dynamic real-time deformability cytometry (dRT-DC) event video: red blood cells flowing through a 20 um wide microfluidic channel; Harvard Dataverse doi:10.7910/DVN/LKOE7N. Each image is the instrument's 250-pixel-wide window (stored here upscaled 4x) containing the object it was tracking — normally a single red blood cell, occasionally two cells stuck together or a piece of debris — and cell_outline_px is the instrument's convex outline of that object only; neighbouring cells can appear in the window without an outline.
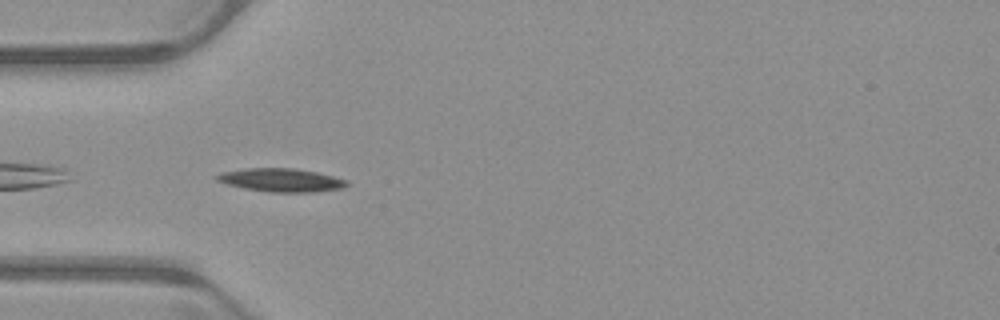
{"species": "common noctule bat (a hibernating species)", "species_latin": "Nyctalus noctula", "temperature_condition": "warm", "stored_images_in_passage": 38, "camera_frame_rate_fps": 3000, "um_per_image_px": 0.085, "animal": {"sex": "male", "body_mass_g": 23.1, "forearm_length_mm": 52.7}, "frame": {"image": 1, "passage_image": 2, "time_ms": 0.333, "image_size_px": [1000, 320], "cell_outline_px": [[348, 184], [344, 188], [316, 192], [268, 192], [244, 188], [228, 184], [216, 180], [216, 176], [220, 172], [248, 168], [292, 168], [316, 172], [348, 180]], "centroid_in_image_um": [23.92, 15.31], "position_along_channel_um": 61.1, "area_um2": 17.63}}
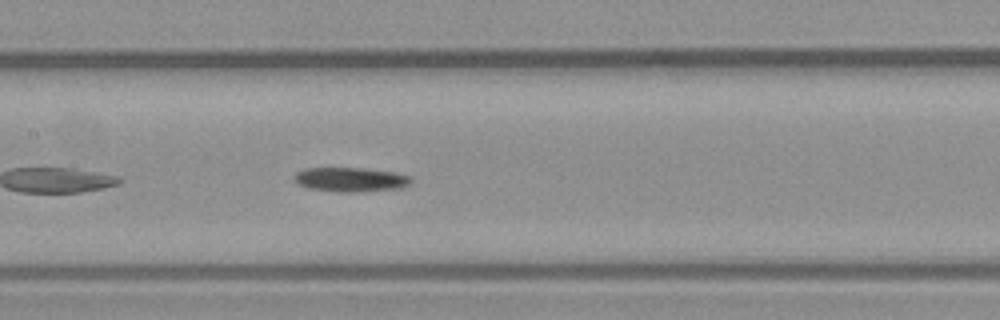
{"frame": {"image": 2, "passage_image": 11, "time_ms": 3.333, "image_size_px": [1000, 320], "cell_outline_px": [[412, 180], [408, 184], [400, 188], [360, 192], [340, 192], [308, 188], [292, 180], [292, 176], [296, 172], [304, 168], [364, 168], [396, 172], [412, 176]], "centroid_in_image_um": [29.79, 15.25], "position_along_channel_um": 177.6, "area_um2": 16.76}}
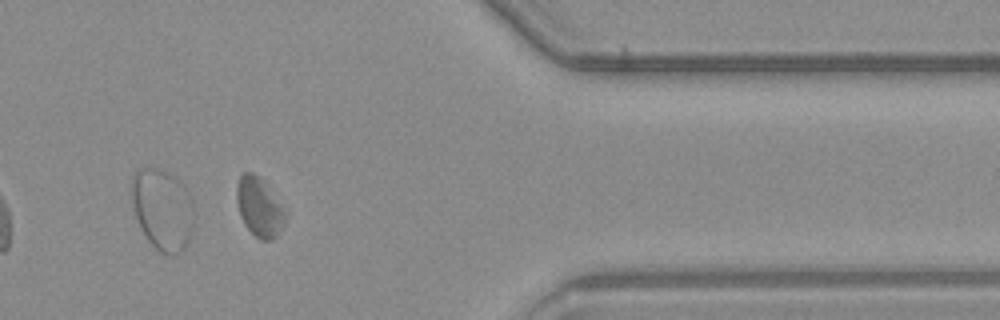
{"frame": {"image": 3, "passage_image": 29, "time_ms": 9.333, "image_size_px": [1000, 320], "cell_outline_px": [[284, 220], [276, 236], [272, 240], [260, 240], [244, 224], [240, 216], [236, 200], [236, 184], [240, 176], [244, 172], [252, 172], [264, 184], [284, 212]], "centroid_in_image_um": [21.95, 17.62], "position_along_channel_um": 389.4, "area_um2": 15.84}}